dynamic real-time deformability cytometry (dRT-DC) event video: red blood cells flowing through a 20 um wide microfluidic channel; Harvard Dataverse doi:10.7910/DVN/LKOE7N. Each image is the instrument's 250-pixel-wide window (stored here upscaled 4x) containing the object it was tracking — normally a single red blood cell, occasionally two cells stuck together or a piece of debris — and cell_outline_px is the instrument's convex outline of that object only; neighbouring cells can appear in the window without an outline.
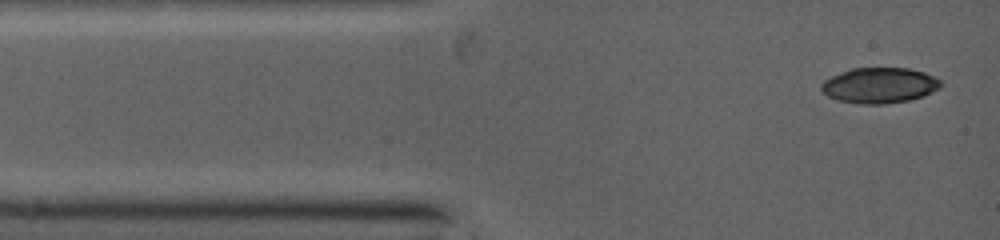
{"species": "common noctule bat (a hibernating species)", "species_latin": "Nyctalus noctula", "temperature_condition": "warm", "stored_images_in_passage": 7, "camera_frame_rate_fps": 5000, "um_per_image_px": 0.085, "animal": {"sex": "female", "body_mass_g": 19.0, "forearm_length_mm": 53.3}, "frame": {"image": 1, "passage_image": 1, "time_ms": 0.0, "image_size_px": [1000, 240], "cell_outline_px": [[940, 88], [924, 96], [908, 100], [884, 104], [860, 104], [840, 100], [828, 96], [820, 88], [820, 84], [824, 80], [832, 76], [852, 68], [908, 68], [924, 72], [940, 80]], "centroid_in_image_um": [74.75, 7.25], "position_along_channel_um": 10.2, "area_um2": 24.57}}
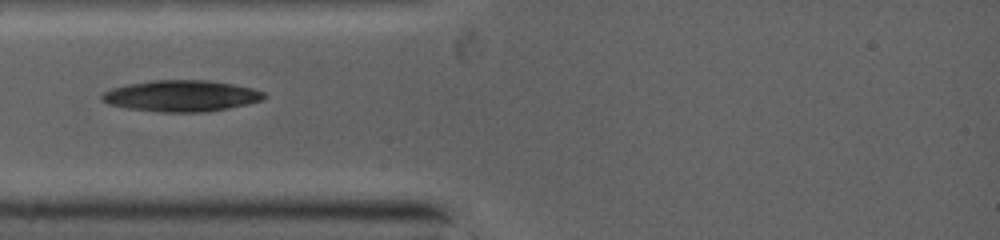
{"frame": {"image": 2, "passage_image": 6, "time_ms": 2.4, "image_size_px": [1000, 240], "cell_outline_px": [[264, 96], [260, 100], [248, 104], [228, 108], [200, 112], [164, 112], [132, 108], [112, 104], [104, 100], [100, 96], [104, 92], [112, 88], [132, 84], [156, 80], [208, 80], [232, 84], [252, 88], [264, 92]], "centroid_in_image_um": [15.46, 8.14], "position_along_channel_um": 69.5, "area_um2": 28.78}}